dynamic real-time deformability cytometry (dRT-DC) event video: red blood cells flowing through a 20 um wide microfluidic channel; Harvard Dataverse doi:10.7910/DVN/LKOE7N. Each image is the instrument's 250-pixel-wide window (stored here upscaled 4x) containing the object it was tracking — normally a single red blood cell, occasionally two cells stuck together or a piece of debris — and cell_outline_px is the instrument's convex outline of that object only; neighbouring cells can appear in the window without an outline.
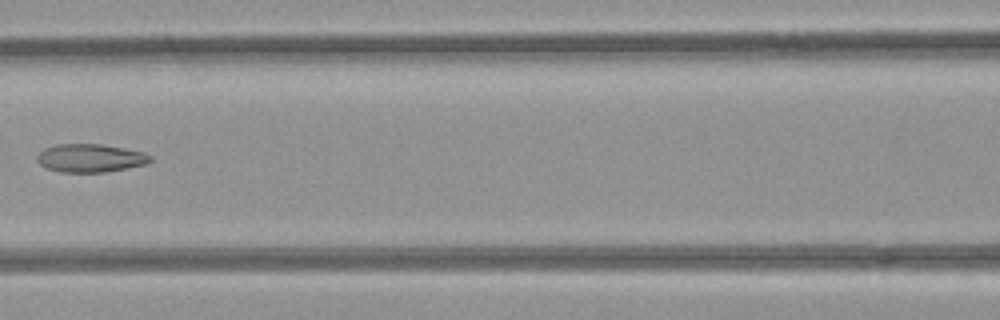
{"species": "common noctule bat (a hibernating species)", "species_latin": "Nyctalus noctula", "temperature_condition": "room temperature", "stored_images_in_passage": 4, "camera_frame_rate_fps": 3000, "um_per_image_px": 0.085, "animal": {"sex": "female", "body_mass_g": 21.9}, "frame": {"image": 1, "passage_image": 4, "time_ms": 1.0, "image_size_px": [1000, 320], "cell_outline_px": [[152, 160], [148, 164], [104, 172], [60, 172], [48, 168], [40, 164], [36, 160], [36, 156], [44, 148], [56, 144], [100, 144], [124, 148], [144, 152], [152, 156]], "centroid_in_image_um": [7.69, 13.43], "position_along_channel_um": 158.9, "area_um2": 18.67}}